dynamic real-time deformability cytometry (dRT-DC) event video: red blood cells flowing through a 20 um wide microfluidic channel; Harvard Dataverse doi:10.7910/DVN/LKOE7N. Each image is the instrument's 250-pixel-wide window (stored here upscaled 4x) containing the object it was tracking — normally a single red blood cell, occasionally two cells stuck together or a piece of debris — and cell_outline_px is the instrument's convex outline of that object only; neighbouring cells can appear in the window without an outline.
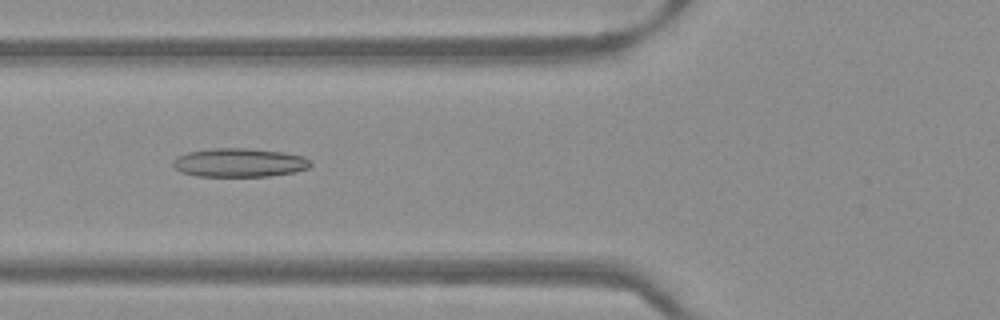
{"species": "Egyptian fruit bat (a non-hibernating species)", "species_latin": "Rousettus aegyptiacus", "temperature_condition": "warm", "stored_images_in_passage": 50, "camera_frame_rate_fps": 3000, "um_per_image_px": 0.085, "frame": {"image": 1, "passage_image": 19, "time_ms": 6.0, "image_size_px": [1000, 320], "cell_outline_px": [[312, 164], [308, 168], [292, 172], [268, 176], [196, 176], [180, 172], [172, 164], [172, 160], [176, 156], [188, 152], [212, 148], [248, 148], [284, 152], [304, 156], [312, 160]], "centroid_in_image_um": [20.34, 13.81], "position_along_channel_um": 105.5, "area_um2": 23.18}}
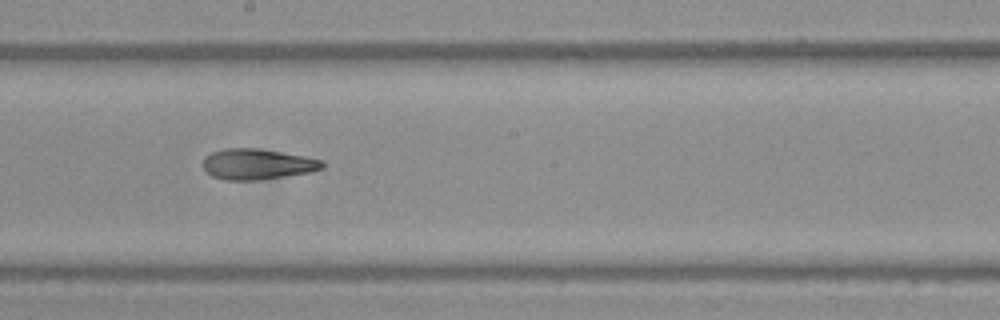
{"frame": {"image": 2, "passage_image": 28, "time_ms": 9.0, "image_size_px": [1000, 320], "cell_outline_px": [[324, 168], [308, 172], [260, 180], [224, 180], [212, 176], [204, 168], [204, 156], [212, 152], [224, 148], [256, 148], [304, 156], [324, 160]], "centroid_in_image_um": [21.86, 13.95], "position_along_channel_um": 226.3, "area_um2": 21.21}}
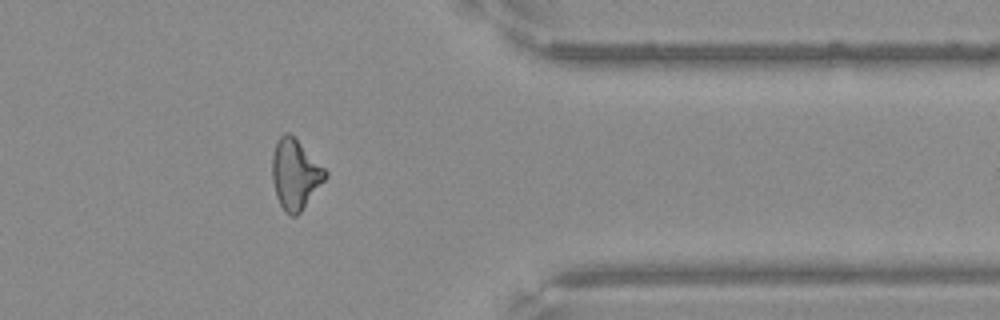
{"frame": {"image": 3, "passage_image": 41, "time_ms": 13.333, "image_size_px": [1000, 320], "cell_outline_px": [[328, 176], [300, 212], [296, 216], [292, 216], [284, 212], [276, 196], [272, 180], [272, 156], [276, 140], [284, 132], [288, 132], [328, 172]], "centroid_in_image_um": [25.06, 14.83], "position_along_channel_um": 386.3, "area_um2": 21.39}}